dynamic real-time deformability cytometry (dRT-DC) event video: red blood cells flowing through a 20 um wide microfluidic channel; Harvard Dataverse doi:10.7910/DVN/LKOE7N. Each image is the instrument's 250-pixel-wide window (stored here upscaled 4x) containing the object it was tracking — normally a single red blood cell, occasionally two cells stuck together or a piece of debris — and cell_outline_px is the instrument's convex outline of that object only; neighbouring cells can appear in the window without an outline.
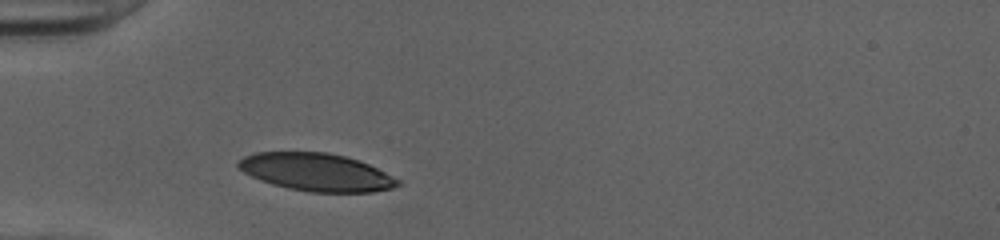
{"species": "human", "species_latin": "Homo sapiens", "temperature_condition": "cold", "stored_images_in_passage": 27, "camera_frame_rate_fps": 3000, "um_per_image_px": 0.085, "donor": {"sex": "female"}, "frame": {"image": 1, "passage_image": 1, "time_ms": 0.0, "image_size_px": [1000, 240], "cell_outline_px": [[404, 184], [392, 188], [372, 192], [308, 192], [288, 188], [272, 184], [260, 180], [244, 172], [236, 164], [244, 156], [256, 152], [328, 152], [344, 156], [368, 164], [400, 180]], "centroid_in_image_um": [26.9, 14.64], "position_along_channel_um": 58.1, "area_um2": 34.91}}
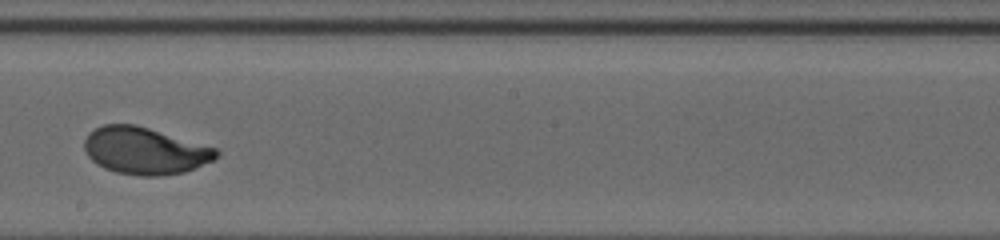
{"frame": {"image": 2, "passage_image": 15, "time_ms": 4.667, "image_size_px": [1000, 240], "cell_outline_px": [[220, 156], [212, 160], [184, 172], [160, 176], [140, 176], [116, 172], [104, 168], [96, 164], [88, 156], [84, 148], [84, 140], [88, 132], [104, 124], [136, 124], [220, 148]], "centroid_in_image_um": [12.34, 12.8], "position_along_channel_um": 235.9, "area_um2": 36.53}}
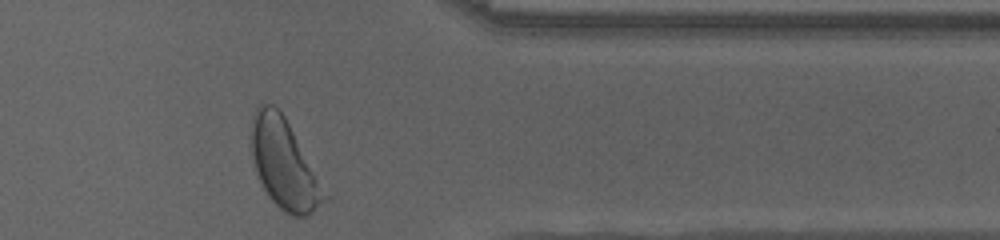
{"frame": {"image": 3, "passage_image": 27, "time_ms": 8.667, "image_size_px": [1000, 240], "cell_outline_px": [[332, 200], [308, 216], [292, 216], [284, 212], [268, 196], [256, 172], [248, 136], [256, 108], [260, 104], [272, 104], [284, 116], [332, 196]], "centroid_in_image_um": [24.22, 14.0], "position_along_channel_um": 387.2, "area_um2": 39.07}, "authors_computed_cell_mechanics": {"area_um2": 35.9516, "velocity_mm_per_s": 4.0048, "shape_relaxation_time_tau1_ms": 2.3969, "shape_relaxation_time_tau2_ms": null, "deformation_change_tau1": 0.1593, "deformation_change_tau2": null}}